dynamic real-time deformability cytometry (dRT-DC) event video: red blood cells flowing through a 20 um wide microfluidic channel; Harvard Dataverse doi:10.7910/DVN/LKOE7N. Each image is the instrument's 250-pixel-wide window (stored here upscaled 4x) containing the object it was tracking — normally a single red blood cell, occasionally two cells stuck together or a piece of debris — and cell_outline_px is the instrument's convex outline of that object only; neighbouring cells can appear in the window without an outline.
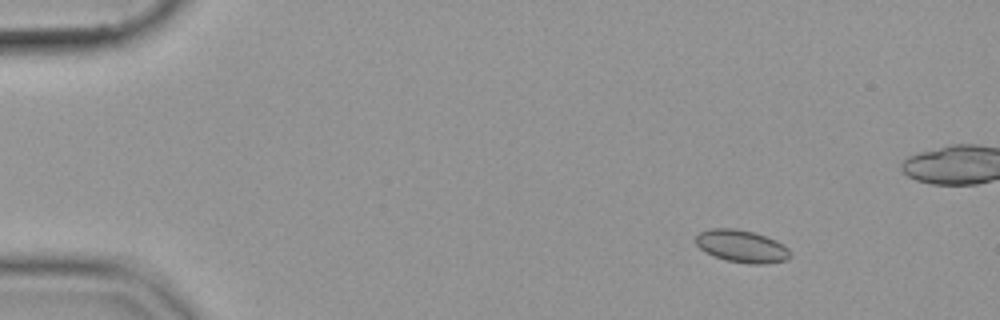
{"species": "common noctule bat (a hibernating species)", "species_latin": "Nyctalus noctula", "temperature_condition": "cold", "stored_images_in_passage": 50, "camera_frame_rate_fps": 3000, "um_per_image_px": 0.085, "animal": {"sex": "female", "body_mass_g": 19.9}, "frame": {"image": 1, "passage_image": 1, "time_ms": 0.0, "image_size_px": [1000, 320], "cell_outline_px": [[792, 256], [788, 260], [764, 264], [748, 264], [724, 260], [712, 256], [704, 252], [696, 244], [696, 236], [700, 232], [708, 228], [736, 228], [752, 232], [776, 240], [784, 244], [788, 248]], "centroid_in_image_um": [63.04, 20.94], "position_along_channel_um": 22.0, "area_um2": 18.15}}
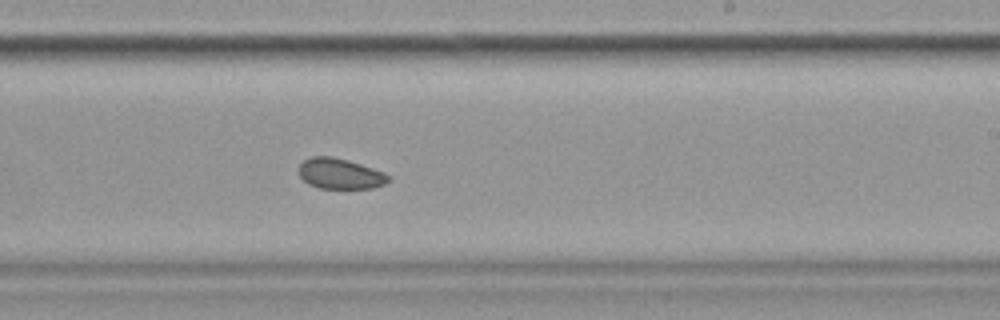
{"frame": {"image": 2, "passage_image": 28, "time_ms": 9.0, "image_size_px": [1000, 320], "cell_outline_px": [[388, 180], [384, 184], [372, 188], [320, 188], [308, 184], [300, 176], [300, 164], [304, 160], [312, 156], [332, 156], [348, 160], [384, 172], [388, 176]], "centroid_in_image_um": [28.88, 14.76], "position_along_channel_um": 260.1, "area_um2": 15.72}}
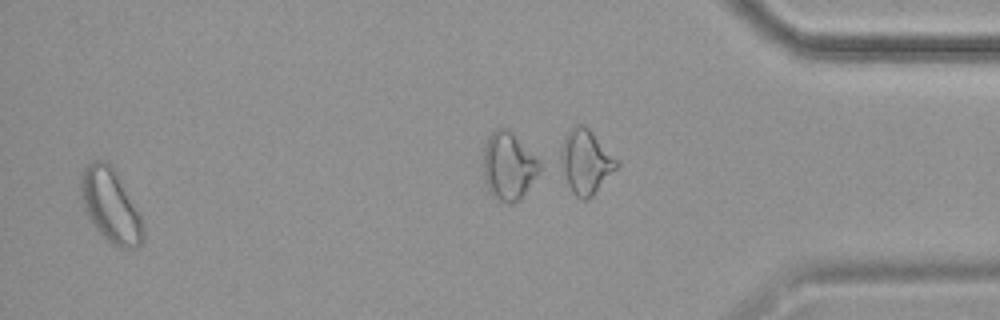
{"frame": {"image": 3, "passage_image": 48, "time_ms": 15.667, "image_size_px": [1000, 320], "cell_outline_px": [[144, 236], [140, 244], [136, 248], [120, 248], [112, 244], [92, 224], [84, 208], [80, 196], [80, 176], [84, 168], [92, 160], [104, 160], [112, 164], [140, 212], [144, 224]], "centroid_in_image_um": [9.41, 17.45], "position_along_channel_um": 425.8, "area_um2": 27.05}}